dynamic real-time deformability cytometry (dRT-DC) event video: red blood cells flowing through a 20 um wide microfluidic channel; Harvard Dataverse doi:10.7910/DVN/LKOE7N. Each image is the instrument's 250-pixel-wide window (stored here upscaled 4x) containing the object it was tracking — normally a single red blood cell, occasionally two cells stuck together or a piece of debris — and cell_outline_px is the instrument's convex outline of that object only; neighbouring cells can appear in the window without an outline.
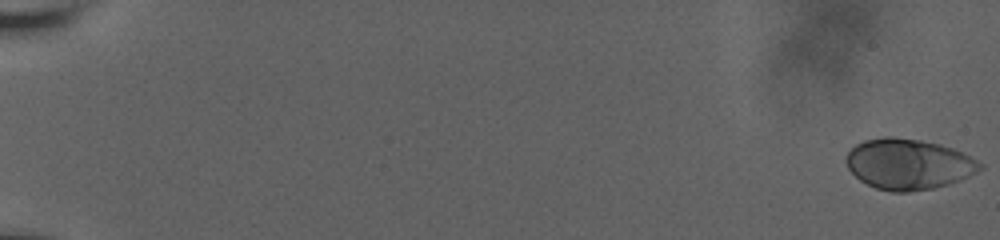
{"species": "human", "species_latin": "Homo sapiens", "temperature_condition": "room temperature", "stored_images_in_passage": 61, "camera_frame_rate_fps": 3000, "um_per_image_px": 0.085, "donor": {"sex": "male"}, "frame": {"image": 1, "passage_image": 1, "time_ms": 0.0, "image_size_px": [1000, 240], "cell_outline_px": [[984, 168], [968, 176], [948, 184], [932, 188], [908, 192], [892, 192], [876, 188], [860, 180], [848, 168], [844, 160], [848, 152], [856, 144], [864, 140], [880, 136], [892, 136], [920, 140], [940, 144], [952, 148], [984, 164]], "centroid_in_image_um": [77.19, 13.94], "position_along_channel_um": 7.8, "area_um2": 39.42}}
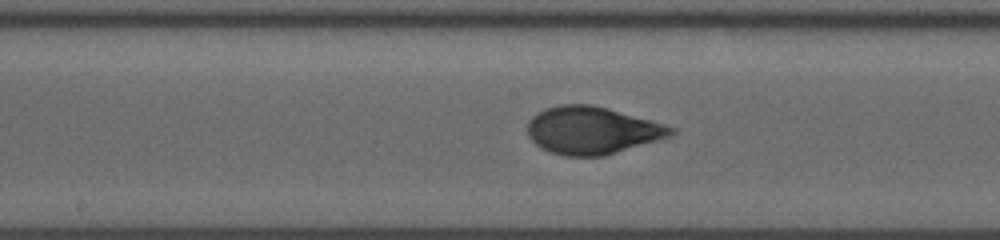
{"frame": {"image": 2, "passage_image": 35, "time_ms": 11.333, "image_size_px": [1000, 240], "cell_outline_px": [[676, 132], [672, 136], [604, 156], [564, 156], [548, 152], [540, 148], [528, 136], [528, 120], [536, 112], [544, 108], [560, 104], [592, 104], [608, 108], [676, 128]], "centroid_in_image_um": [50.29, 11.08], "position_along_channel_um": 197.9, "area_um2": 39.88}}
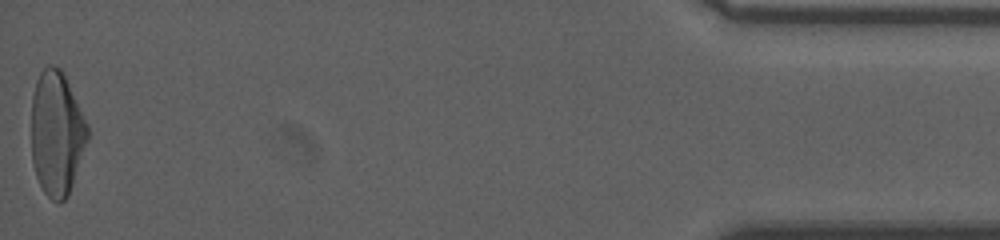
{"frame": {"image": 3, "passage_image": 61, "time_ms": 20.0, "image_size_px": [1000, 240], "cell_outline_px": [[88, 140], [68, 196], [60, 204], [52, 200], [44, 192], [36, 176], [32, 160], [32, 96], [36, 80], [40, 72], [48, 64], [52, 64], [60, 68], [88, 124]], "centroid_in_image_um": [4.81, 11.35], "position_along_channel_um": 430.4, "area_um2": 40.58}, "authors_computed_cell_mechanics": {"area_um2": 39.0728, "velocity_mm_per_s": 3.6472, "shape_relaxation_time_tau1_ms": 4.6383, "shape_relaxation_time_tau2_ms": null, "deformation_change_tau1": 0.1973, "deformation_change_tau2": null}}